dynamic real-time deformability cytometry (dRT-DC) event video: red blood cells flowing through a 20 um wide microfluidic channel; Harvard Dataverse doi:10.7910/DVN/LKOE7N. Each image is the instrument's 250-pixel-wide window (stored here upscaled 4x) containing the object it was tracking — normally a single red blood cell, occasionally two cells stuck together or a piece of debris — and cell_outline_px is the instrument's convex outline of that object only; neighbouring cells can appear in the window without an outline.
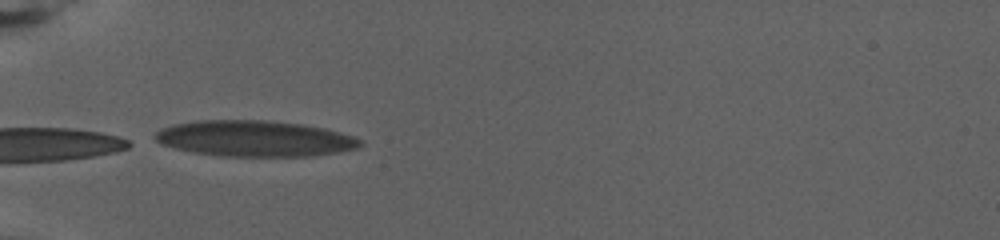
{"species": "human", "species_latin": "Homo sapiens", "temperature_condition": "warm", "stored_images_in_passage": 51, "camera_frame_rate_fps": 3000, "um_per_image_px": 0.085, "donor": {"sex": "female"}, "frame": {"image": 1, "passage_image": 1, "time_ms": 0.0, "image_size_px": [1000, 240], "cell_outline_px": [[364, 144], [360, 148], [340, 152], [312, 156], [216, 156], [192, 152], [160, 144], [152, 136], [160, 128], [172, 124], [196, 120], [264, 120], [300, 124], [324, 128], [352, 136], [360, 140]], "centroid_in_image_um": [21.61, 11.78], "position_along_channel_um": 63.4, "area_um2": 43.23}}
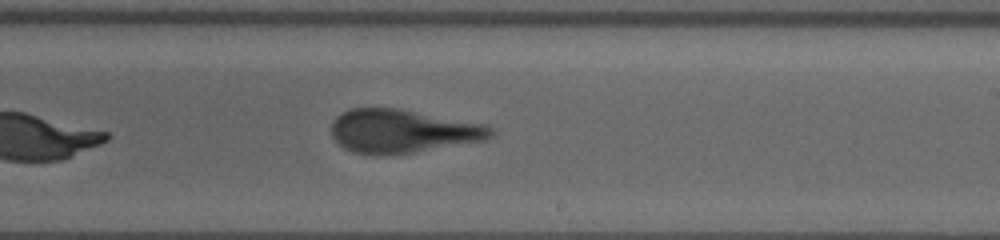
{"frame": {"image": 2, "passage_image": 23, "time_ms": 7.333, "image_size_px": [1000, 240], "cell_outline_px": [[496, 132], [492, 136], [484, 140], [412, 152], [372, 156], [356, 152], [344, 148], [332, 136], [332, 120], [336, 116], [352, 108], [396, 108], [484, 124], [492, 128]], "centroid_in_image_um": [34.18, 11.15], "position_along_channel_um": 254.8, "area_um2": 39.94}}
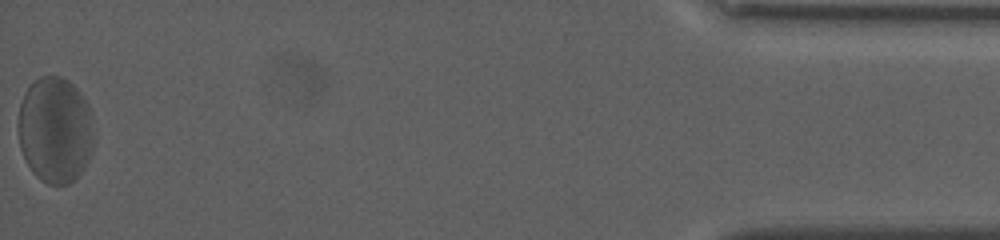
{"frame": {"image": 3, "passage_image": 51, "time_ms": 16.667, "image_size_px": [1000, 240], "cell_outline_px": [[92, 152], [88, 160], [80, 172], [68, 184], [48, 184], [40, 180], [32, 172], [20, 148], [16, 124], [20, 104], [24, 92], [40, 76], [60, 76], [68, 80], [80, 92], [88, 104], [92, 116]], "centroid_in_image_um": [4.66, 11.03], "position_along_channel_um": 430.5, "area_um2": 46.99}, "authors_computed_cell_mechanics": {"area_um2": 41.8472, "velocity_mm_per_s": 2.7434, "shape_relaxation_time_tau1_ms": 7.2182, "shape_relaxation_time_tau2_ms": 0.9896, "deformation_change_tau1": 0.2438, "deformation_change_tau2": 0.1041}}